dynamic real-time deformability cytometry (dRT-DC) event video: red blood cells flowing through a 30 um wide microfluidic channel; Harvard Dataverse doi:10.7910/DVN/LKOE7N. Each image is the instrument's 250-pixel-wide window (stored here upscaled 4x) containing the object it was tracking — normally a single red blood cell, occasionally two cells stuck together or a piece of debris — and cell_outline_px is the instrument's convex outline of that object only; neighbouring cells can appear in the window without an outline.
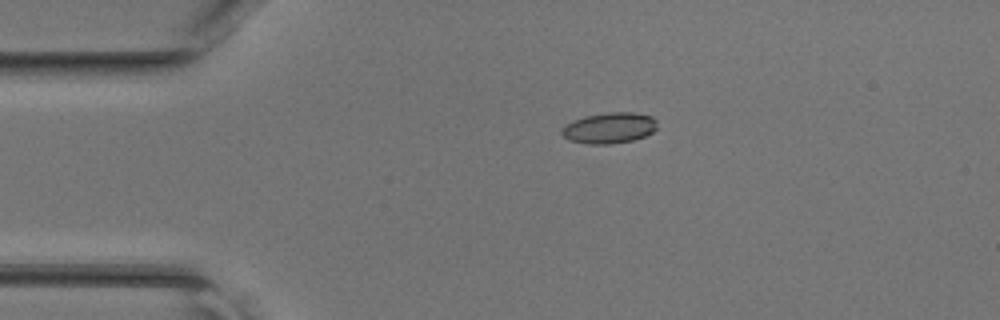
{"species": "common noctule bat (a hibernating species)", "species_latin": "Nyctalus noctula", "temperature_condition": "room temperature", "stored_images_in_passage": 37, "camera_frame_rate_fps": 3000, "um_per_image_px": 0.085, "animal": {"sex": "female", "body_mass_g": 17.0, "forearm_length_mm": 48.0}, "frame": {"image": 1, "passage_image": 1, "time_ms": 0.0, "image_size_px": [1000, 320], "cell_outline_px": [[656, 128], [652, 132], [644, 136], [632, 140], [608, 144], [588, 144], [568, 140], [560, 132], [572, 120], [584, 116], [608, 112], [632, 112], [652, 116], [656, 120]], "centroid_in_image_um": [51.79, 10.87], "position_along_channel_um": 33.2, "area_um2": 17.05}}
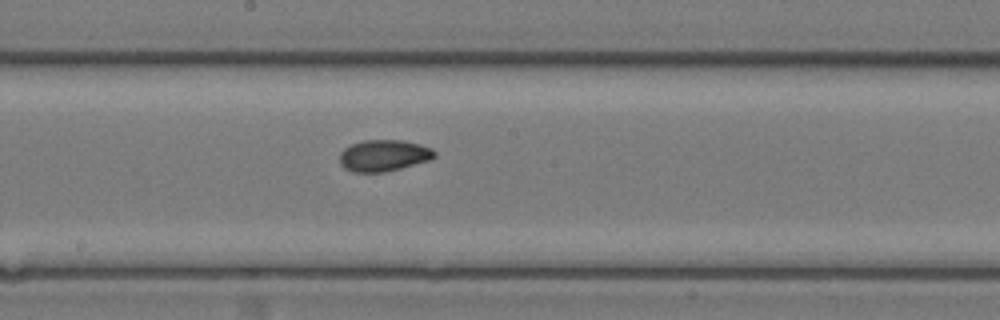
{"frame": {"image": 2, "passage_image": 16, "time_ms": 5.0, "image_size_px": [1000, 320], "cell_outline_px": [[436, 156], [432, 160], [384, 172], [352, 172], [344, 168], [340, 164], [340, 152], [344, 148], [352, 144], [364, 140], [404, 140], [420, 144], [432, 148], [436, 152]], "centroid_in_image_um": [32.64, 13.22], "position_along_channel_um": 215.6, "area_um2": 17.57}}
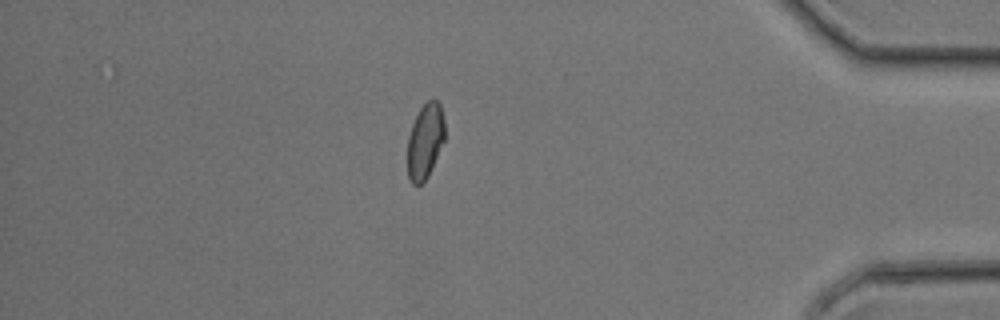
{"frame": {"image": 3, "passage_image": 31, "time_ms": 10.0, "image_size_px": [1000, 320], "cell_outline_px": [[444, 140], [428, 176], [420, 184], [412, 184], [408, 176], [408, 136], [412, 124], [420, 108], [428, 100], [436, 100], [440, 104], [444, 120]], "centroid_in_image_um": [36.13, 11.98], "position_along_channel_um": 399.1, "area_um2": 16.07}}